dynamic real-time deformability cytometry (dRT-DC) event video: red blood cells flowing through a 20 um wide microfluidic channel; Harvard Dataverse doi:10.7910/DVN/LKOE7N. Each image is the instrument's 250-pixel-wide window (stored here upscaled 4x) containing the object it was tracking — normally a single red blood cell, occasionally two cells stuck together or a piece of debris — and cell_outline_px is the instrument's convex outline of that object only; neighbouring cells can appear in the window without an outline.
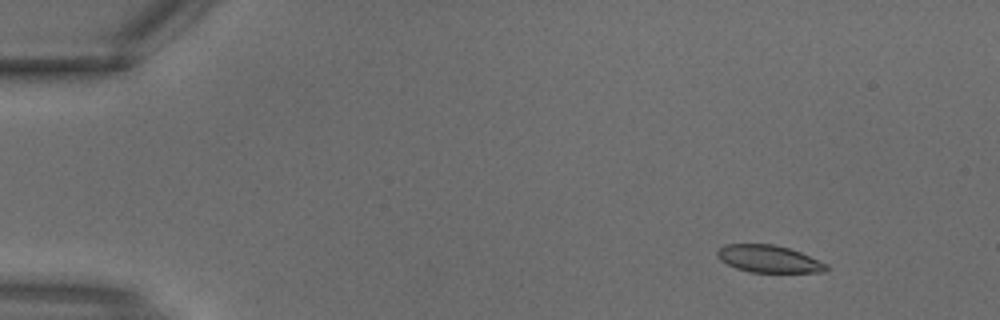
{"species": "common noctule bat (a hibernating species)", "species_latin": "Nyctalus noctula", "temperature_condition": "warm", "stored_images_in_passage": 3, "camera_frame_rate_fps": 3000, "um_per_image_px": 0.085, "animal": {"sex": "male", "body_mass_g": 18.8}, "frame": {"image": 1, "passage_image": 1, "time_ms": 0.0, "image_size_px": [1000, 320], "cell_outline_px": [[828, 268], [824, 272], [752, 272], [736, 268], [720, 260], [716, 256], [716, 252], [724, 244], [772, 244], [788, 248], [800, 252], [828, 264]], "centroid_in_image_um": [65.33, 22.0], "position_along_channel_um": 19.7, "area_um2": 17.22}}
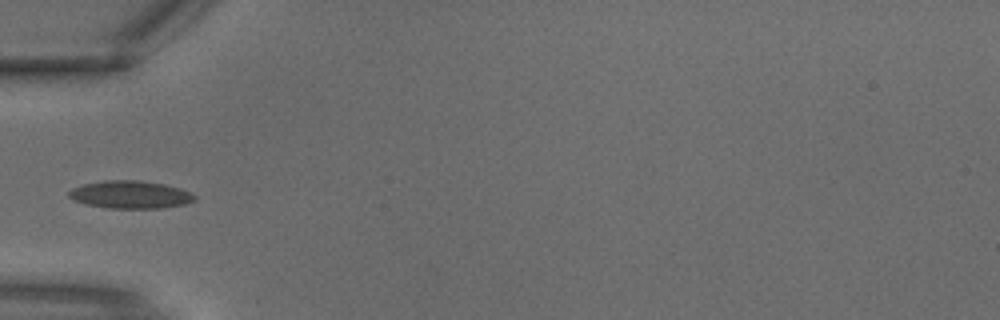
{"frame": {"image": 2, "passage_image": 3, "time_ms": 0.667, "image_size_px": [1000, 320], "cell_outline_px": [[196, 200], [184, 204], [160, 208], [108, 208], [88, 204], [72, 200], [68, 196], [68, 192], [72, 188], [84, 184], [104, 180], [140, 180], [164, 184], [180, 188], [192, 192], [196, 196]], "centroid_in_image_um": [11.09, 16.53], "position_along_channel_um": 73.9, "area_um2": 20.35}}